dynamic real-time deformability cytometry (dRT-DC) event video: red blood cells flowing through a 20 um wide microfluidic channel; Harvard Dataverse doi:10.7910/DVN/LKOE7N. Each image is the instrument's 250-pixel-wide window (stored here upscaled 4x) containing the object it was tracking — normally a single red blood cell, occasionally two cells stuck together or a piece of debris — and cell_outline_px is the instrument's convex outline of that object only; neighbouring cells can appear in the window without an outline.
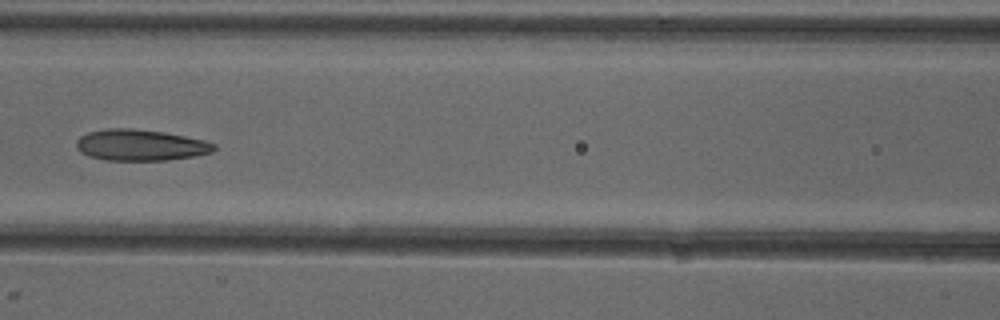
{"species": "common noctule bat (a hibernating species)", "species_latin": "Nyctalus noctula", "temperature_condition": "cold", "stored_images_in_passage": 7, "camera_frame_rate_fps": 3000, "um_per_image_px": 0.085, "animal": {"sex": "female"}, "frame": {"image": 1, "passage_image": 6, "time_ms": 7.333, "image_size_px": [1000, 320], "cell_outline_px": [[216, 148], [212, 152], [192, 156], [168, 160], [104, 160], [88, 156], [80, 152], [76, 148], [76, 140], [80, 136], [88, 132], [108, 128], [132, 128], [164, 132], [204, 140], [216, 144]], "centroid_in_image_um": [11.9, 12.33], "position_along_channel_um": 154.7, "area_um2": 25.09}}
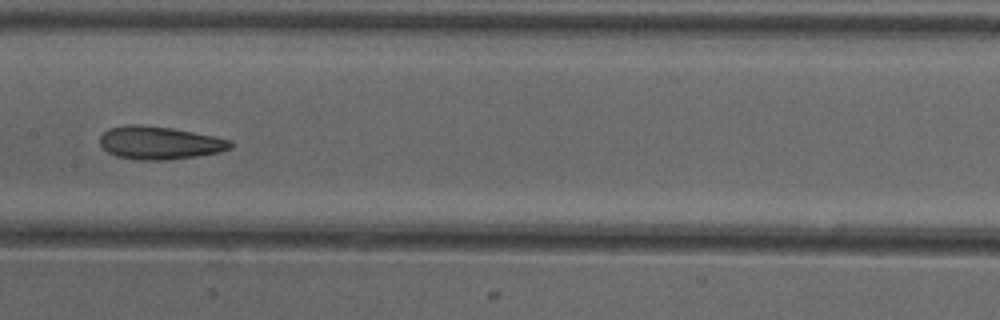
{"frame": {"image": 2, "passage_image": 7, "time_ms": 8.333, "image_size_px": [1000, 320], "cell_outline_px": [[232, 148], [220, 152], [196, 156], [164, 160], [140, 160], [116, 156], [108, 152], [100, 144], [100, 136], [108, 128], [128, 124], [140, 124], [172, 128], [232, 140]], "centroid_in_image_um": [13.55, 12.13], "position_along_channel_um": 193.9, "area_um2": 25.03}}